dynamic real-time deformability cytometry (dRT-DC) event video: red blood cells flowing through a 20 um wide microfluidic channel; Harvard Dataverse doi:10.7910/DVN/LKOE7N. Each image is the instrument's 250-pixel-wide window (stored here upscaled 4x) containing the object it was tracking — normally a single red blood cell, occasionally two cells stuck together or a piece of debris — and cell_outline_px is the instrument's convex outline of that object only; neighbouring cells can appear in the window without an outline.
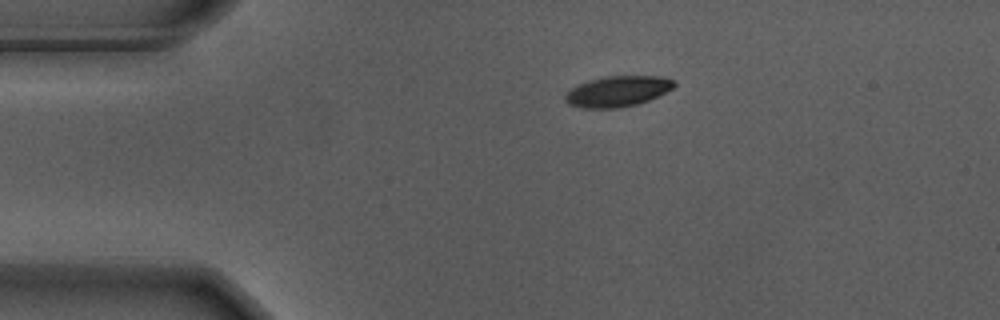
{"species": "Egyptian fruit bat (a non-hibernating species)", "species_latin": "Rousettus aegyptiacus", "temperature_condition": "warm", "stored_images_in_passage": 46, "camera_frame_rate_fps": 3000, "um_per_image_px": 0.085, "animal": {"sex": "male"}, "frame": {"image": 1, "passage_image": 1, "time_ms": 0.0, "image_size_px": [1000, 320], "cell_outline_px": [[676, 84], [672, 88], [648, 100], [636, 104], [620, 108], [580, 108], [568, 104], [564, 100], [564, 96], [572, 88], [588, 80], [604, 76], [664, 76], [676, 80]], "centroid_in_image_um": [52.49, 7.76], "position_along_channel_um": 32.5, "area_um2": 19.48}}
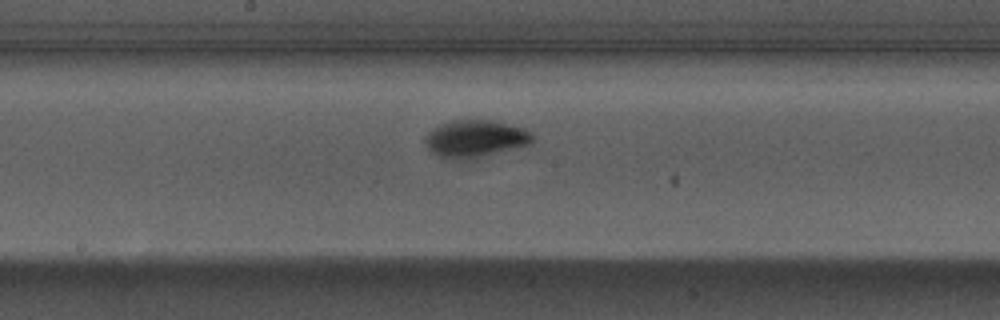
{"frame": {"image": 2, "passage_image": 19, "time_ms": 6.0, "image_size_px": [1000, 320], "cell_outline_px": [[532, 140], [528, 144], [484, 156], [468, 160], [452, 160], [440, 156], [432, 152], [424, 144], [424, 136], [432, 128], [448, 120], [492, 120], [524, 128], [532, 136]], "centroid_in_image_um": [40.31, 11.79], "position_along_channel_um": 207.9, "area_um2": 23.29}}
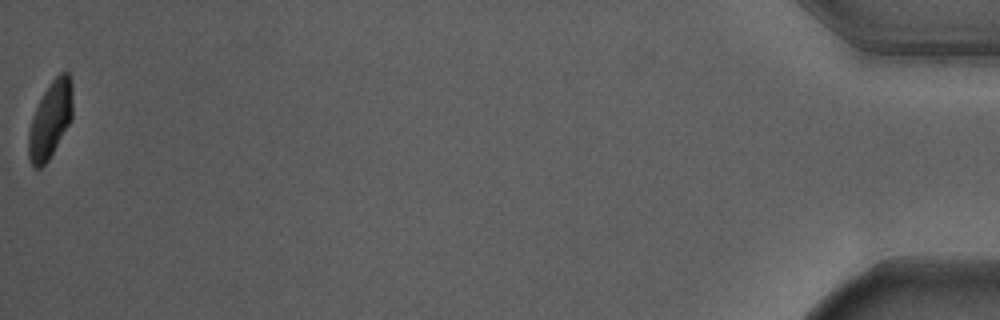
{"frame": {"image": 3, "passage_image": 46, "time_ms": 15.0, "image_size_px": [1000, 320], "cell_outline_px": [[72, 120], [48, 160], [40, 168], [32, 168], [28, 156], [28, 132], [32, 116], [48, 84], [60, 72], [68, 72], [72, 80]], "centroid_in_image_um": [4.28, 10.18], "position_along_channel_um": 430.9, "area_um2": 19.88}, "authors_computed_cell_mechanics": {"area_um2": 21.4727, "velocity_mm_per_s": 3.6563, "shape_relaxation_time_tau1_ms": 2.1378, "shape_relaxation_time_tau2_ms": 0.7617, "deformation_change_tau1": 0.162, "deformation_change_tau2": 0.0453}}